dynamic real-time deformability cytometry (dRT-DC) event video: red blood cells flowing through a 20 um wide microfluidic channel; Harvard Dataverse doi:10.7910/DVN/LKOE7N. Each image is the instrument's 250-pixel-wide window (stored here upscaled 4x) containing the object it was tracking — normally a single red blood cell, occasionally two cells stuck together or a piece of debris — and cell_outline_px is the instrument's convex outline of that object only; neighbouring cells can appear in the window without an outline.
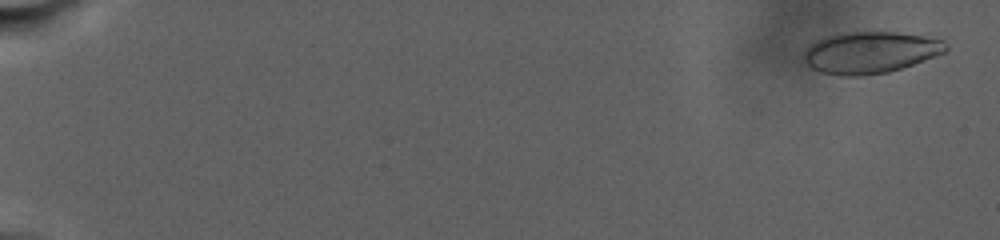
{"species": "human", "species_latin": "Homo sapiens", "temperature_condition": "warm", "stored_images_in_passage": 72, "camera_frame_rate_fps": 3000, "um_per_image_px": 0.085, "donor": {"sex": "male"}, "frame": {"image": 1, "passage_image": 3, "time_ms": 1.0, "image_size_px": [1000, 240], "cell_outline_px": [[948, 48], [944, 52], [912, 64], [888, 72], [864, 76], [840, 76], [820, 72], [812, 68], [804, 60], [804, 52], [816, 40], [828, 36], [848, 32], [896, 32], [924, 36], [944, 40], [948, 44]], "centroid_in_image_um": [73.97, 4.46], "position_along_channel_um": 11.0, "area_um2": 34.22}}
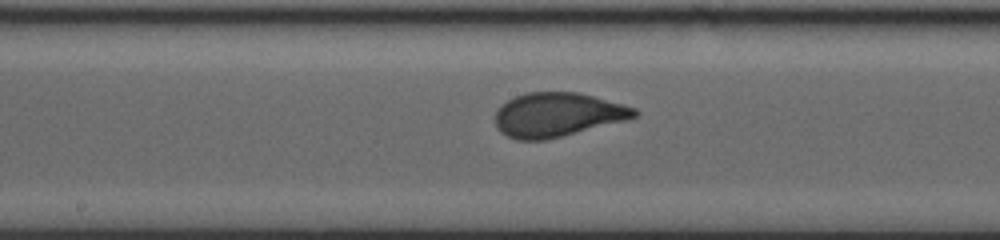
{"frame": {"image": 2, "passage_image": 40, "time_ms": 18.667, "image_size_px": [1000, 240], "cell_outline_px": [[640, 112], [636, 116], [628, 120], [544, 140], [516, 140], [500, 132], [496, 128], [496, 108], [500, 104], [516, 96], [528, 92], [576, 92], [592, 96], [636, 108]], "centroid_in_image_um": [47.36, 9.75], "position_along_channel_um": 200.8, "area_um2": 35.66}}
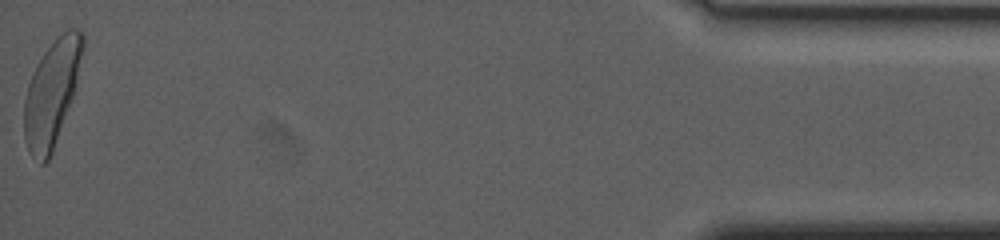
{"frame": {"image": 3, "passage_image": 72, "time_ms": 32.333, "image_size_px": [1000, 240], "cell_outline_px": [[84, 48], [72, 96], [52, 152], [48, 160], [44, 164], [40, 164], [28, 152], [24, 140], [24, 100], [28, 84], [32, 72], [36, 64], [44, 52], [68, 28], [80, 28], [84, 32]], "centroid_in_image_um": [4.37, 7.91], "position_along_channel_um": 430.8, "area_um2": 35.55}, "authors_computed_cell_mechanics": {"area_um2": 34.7667, "velocity_mm_per_s": 2.2518, "shape_relaxation_time_tau1_ms": 6.9059, "shape_relaxation_time_tau2_ms": null, "deformation_change_tau1": 0.1974, "deformation_change_tau2": null}}